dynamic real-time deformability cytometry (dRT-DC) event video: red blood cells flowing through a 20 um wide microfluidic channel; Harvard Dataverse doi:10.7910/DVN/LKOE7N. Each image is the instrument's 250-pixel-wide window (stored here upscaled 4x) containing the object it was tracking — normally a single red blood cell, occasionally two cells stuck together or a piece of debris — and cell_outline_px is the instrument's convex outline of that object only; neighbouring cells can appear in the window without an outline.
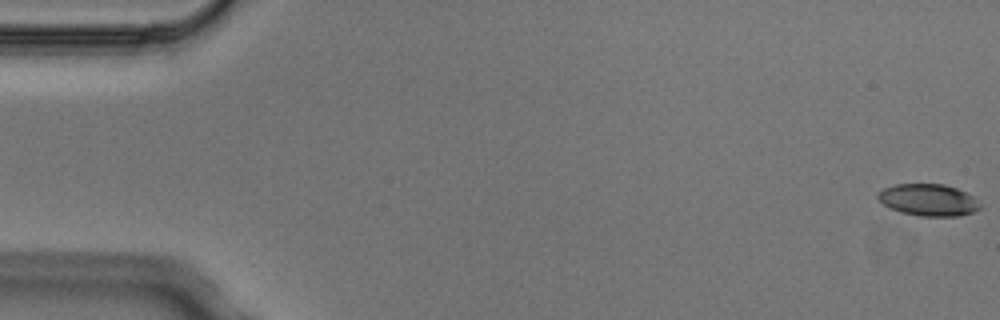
{"species": "Egyptian fruit bat (a non-hibernating species)", "species_latin": "Rousettus aegyptiacus", "temperature_condition": "cold", "stored_images_in_passage": 3, "camera_frame_rate_fps": 3000, "um_per_image_px": 0.085, "animal": {"sex": "male"}, "frame": {"image": 1, "passage_image": 1, "time_ms": 0.0, "image_size_px": [1000, 320], "cell_outline_px": [[980, 208], [972, 212], [956, 216], [920, 216], [900, 212], [888, 208], [876, 196], [884, 188], [896, 184], [944, 184], [956, 188], [972, 196], [980, 204]], "centroid_in_image_um": [78.89, 17.0], "position_along_channel_um": 6.1, "area_um2": 18.79}}